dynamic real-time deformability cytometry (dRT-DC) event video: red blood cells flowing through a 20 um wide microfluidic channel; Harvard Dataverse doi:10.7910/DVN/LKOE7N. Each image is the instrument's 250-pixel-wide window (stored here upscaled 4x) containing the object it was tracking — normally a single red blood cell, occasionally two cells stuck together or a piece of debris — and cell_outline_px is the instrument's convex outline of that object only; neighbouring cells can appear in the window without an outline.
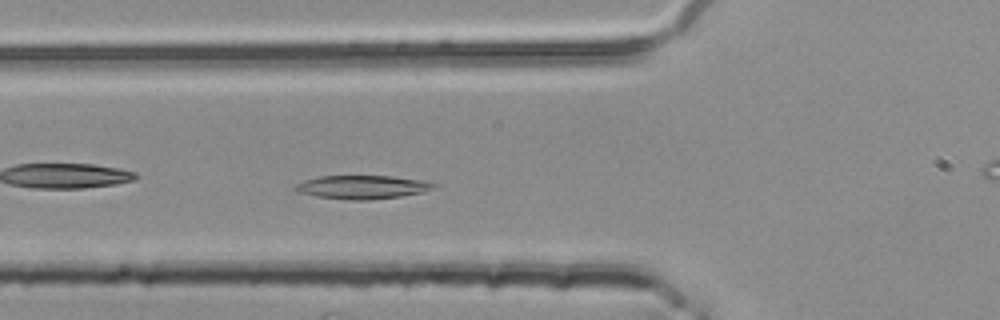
{"species": "common noctule bat (a hibernating species)", "species_latin": "Nyctalus noctula", "temperature_condition": "room temperature", "stored_images_in_passage": 3, "camera_frame_rate_fps": 3000, "um_per_image_px": 0.085, "animal": {"sex": "female", "body_mass_g": 25.1}, "frame": {"image": 1, "passage_image": 2, "time_ms": 0.333, "image_size_px": [1000, 320], "cell_outline_px": [[436, 184], [432, 188], [424, 192], [400, 196], [368, 200], [352, 200], [316, 196], [296, 192], [292, 188], [296, 184], [304, 180], [320, 176], [392, 176], [424, 180]], "centroid_in_image_um": [30.76, 15.9], "position_along_channel_um": 95.0, "area_um2": 18.96}}